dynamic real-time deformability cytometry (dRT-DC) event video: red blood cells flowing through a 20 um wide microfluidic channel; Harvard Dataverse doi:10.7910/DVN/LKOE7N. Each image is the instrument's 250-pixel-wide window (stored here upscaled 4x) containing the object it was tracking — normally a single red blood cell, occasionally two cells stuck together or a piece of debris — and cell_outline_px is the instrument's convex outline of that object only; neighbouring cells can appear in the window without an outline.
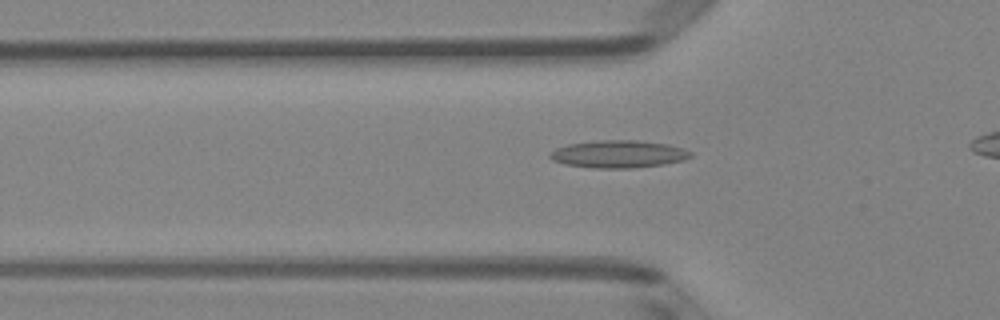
{"species": "Egyptian fruit bat (a non-hibernating species)", "species_latin": "Rousettus aegyptiacus", "temperature_condition": "room temperature", "stored_images_in_passage": 36, "camera_frame_rate_fps": 3000, "um_per_image_px": 0.085, "animal": {"sex": "female"}, "frame": {"image": 1, "passage_image": 9, "time_ms": 2.667, "image_size_px": [1000, 320], "cell_outline_px": [[692, 156], [684, 160], [664, 164], [632, 168], [592, 168], [564, 164], [552, 160], [548, 156], [556, 148], [568, 144], [596, 140], [636, 140], [668, 144], [684, 148], [692, 152]], "centroid_in_image_um": [52.58, 13.09], "position_along_channel_um": 73.2, "area_um2": 22.66}}
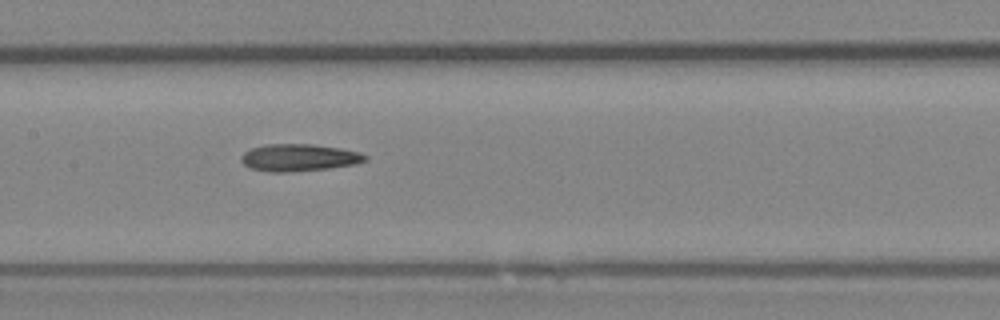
{"frame": {"image": 2, "passage_image": 17, "time_ms": 5.333, "image_size_px": [1000, 320], "cell_outline_px": [[368, 160], [356, 164], [328, 168], [288, 172], [268, 172], [252, 168], [244, 164], [240, 160], [240, 156], [244, 152], [252, 148], [264, 144], [312, 144], [340, 148], [360, 152], [368, 156]], "centroid_in_image_um": [25.42, 13.39], "position_along_channel_um": 182.0, "area_um2": 19.71}}
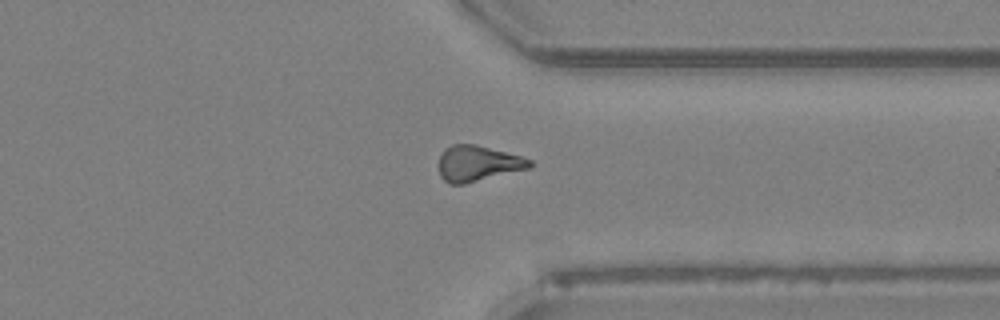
{"frame": {"image": 3, "passage_image": 31, "time_ms": 10.0, "image_size_px": [1000, 320], "cell_outline_px": [[532, 164], [528, 168], [464, 184], [448, 184], [440, 176], [436, 164], [444, 148], [452, 144], [476, 144], [520, 156], [532, 160]], "centroid_in_image_um": [40.53, 13.89], "position_along_channel_um": 370.9, "area_um2": 18.96}, "authors_computed_cell_mechanics": {"area_um2": 19.2185, "velocity_mm_per_s": 4.0645, "shape_relaxation_time_tau1_ms": null, "shape_relaxation_time_tau2_ms": 9.3304, "deformation_change_tau1": null, "deformation_change_tau2": 0.228}}